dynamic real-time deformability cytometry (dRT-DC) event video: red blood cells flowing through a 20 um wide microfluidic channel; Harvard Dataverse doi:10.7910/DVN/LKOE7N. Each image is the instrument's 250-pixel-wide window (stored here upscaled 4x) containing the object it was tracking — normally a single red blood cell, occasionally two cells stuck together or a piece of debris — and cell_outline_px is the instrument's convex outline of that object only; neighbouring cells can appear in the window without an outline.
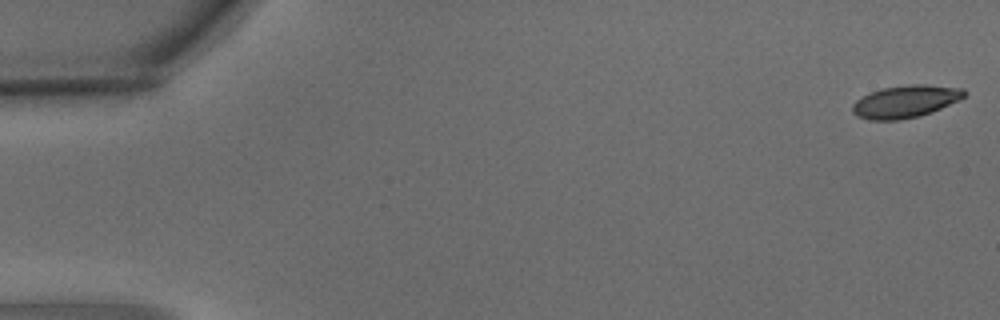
{"species": "common noctule bat (a hibernating species)", "species_latin": "Nyctalus noctula", "temperature_condition": "warm", "stored_images_in_passage": 5, "camera_frame_rate_fps": 3000, "um_per_image_px": 0.085, "animal": {"sex": "male", "body_mass_g": 15.6}, "frame": {"image": 1, "passage_image": 1, "time_ms": 0.0, "image_size_px": [1000, 320], "cell_outline_px": [[968, 92], [960, 100], [932, 112], [920, 116], [900, 120], [872, 120], [856, 116], [852, 112], [852, 104], [856, 100], [872, 92], [884, 88], [908, 84], [924, 84], [964, 88]], "centroid_in_image_um": [77.0, 8.63], "position_along_channel_um": 8.0, "area_um2": 21.21}}
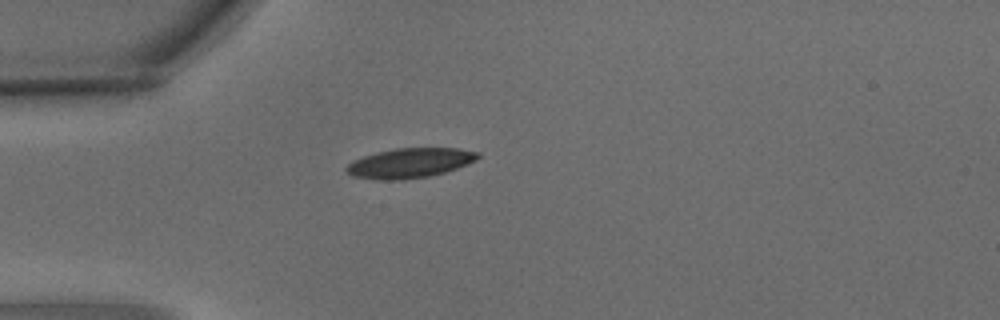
{"frame": {"image": 2, "passage_image": 5, "time_ms": 1.333, "image_size_px": [1000, 320], "cell_outline_px": [[480, 156], [476, 160], [468, 164], [444, 172], [428, 176], [404, 180], [380, 180], [352, 176], [344, 168], [352, 160], [376, 152], [396, 148], [460, 148], [480, 152]], "centroid_in_image_um": [34.84, 13.85], "position_along_channel_um": 50.2, "area_um2": 22.89}}